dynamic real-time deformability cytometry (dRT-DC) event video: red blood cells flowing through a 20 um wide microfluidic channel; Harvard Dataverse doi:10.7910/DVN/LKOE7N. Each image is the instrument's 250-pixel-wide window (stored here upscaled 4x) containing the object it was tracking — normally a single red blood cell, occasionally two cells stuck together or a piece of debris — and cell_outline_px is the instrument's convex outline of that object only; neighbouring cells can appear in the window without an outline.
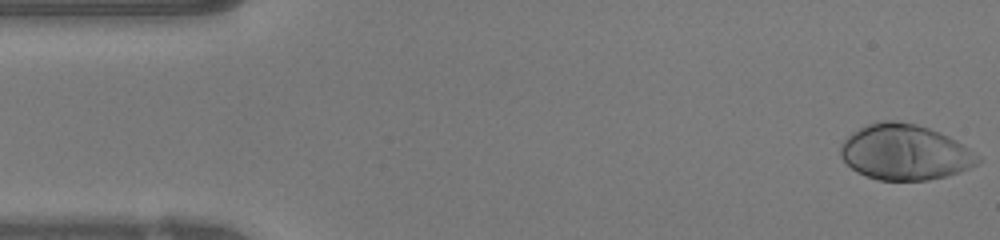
{"species": "human", "species_latin": "Homo sapiens", "temperature_condition": "warm", "stored_images_in_passage": 49, "camera_frame_rate_fps": 3000, "um_per_image_px": 0.085, "donor": {"sex": "female"}, "frame": {"image": 1, "passage_image": 1, "time_ms": 0.0, "image_size_px": [1000, 240], "cell_outline_px": [[984, 160], [968, 168], [948, 176], [928, 180], [880, 180], [856, 172], [840, 156], [840, 144], [852, 132], [876, 120], [896, 120], [916, 124], [940, 132], [956, 140], [980, 156]], "centroid_in_image_um": [76.91, 12.93], "position_along_channel_um": 8.1, "area_um2": 44.51}}
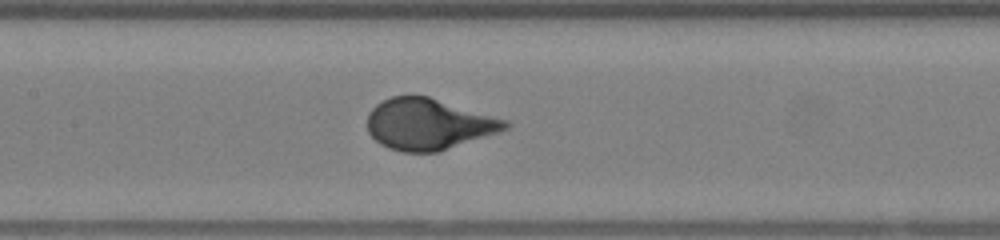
{"frame": {"image": 2, "passage_image": 22, "time_ms": 7.0, "image_size_px": [1000, 240], "cell_outline_px": [[512, 124], [508, 128], [500, 132], [436, 152], [404, 152], [388, 148], [380, 144], [368, 132], [368, 112], [376, 104], [392, 96], [428, 96], [508, 120]], "centroid_in_image_um": [36.43, 10.55], "position_along_channel_um": 171.0, "area_um2": 40.98}}
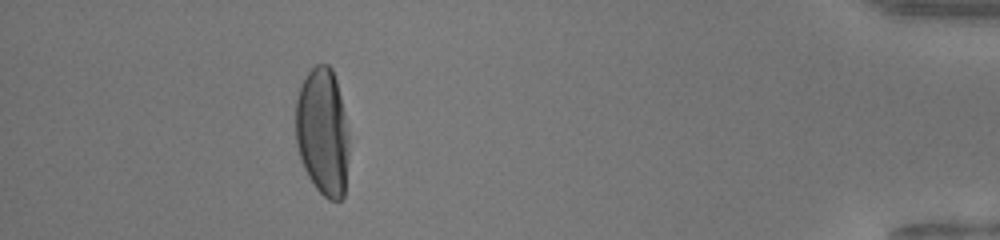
{"frame": {"image": 3, "passage_image": 44, "time_ms": 14.333, "image_size_px": [1000, 240], "cell_outline_px": [[348, 156], [344, 196], [340, 200], [328, 200], [316, 188], [308, 176], [300, 160], [296, 144], [296, 100], [300, 88], [308, 72], [316, 64], [328, 64], [332, 68], [336, 80], [340, 96], [348, 136]], "centroid_in_image_um": [27.41, 11.24], "position_along_channel_um": 407.8, "area_um2": 39.48}, "authors_computed_cell_mechanics": {"area_um2": 41.616, "velocity_mm_per_s": 4.0786, "shape_relaxation_time_tau1_ms": 3.1242, "shape_relaxation_time_tau2_ms": null, "deformation_change_tau1": 0.2343, "deformation_change_tau2": null}}